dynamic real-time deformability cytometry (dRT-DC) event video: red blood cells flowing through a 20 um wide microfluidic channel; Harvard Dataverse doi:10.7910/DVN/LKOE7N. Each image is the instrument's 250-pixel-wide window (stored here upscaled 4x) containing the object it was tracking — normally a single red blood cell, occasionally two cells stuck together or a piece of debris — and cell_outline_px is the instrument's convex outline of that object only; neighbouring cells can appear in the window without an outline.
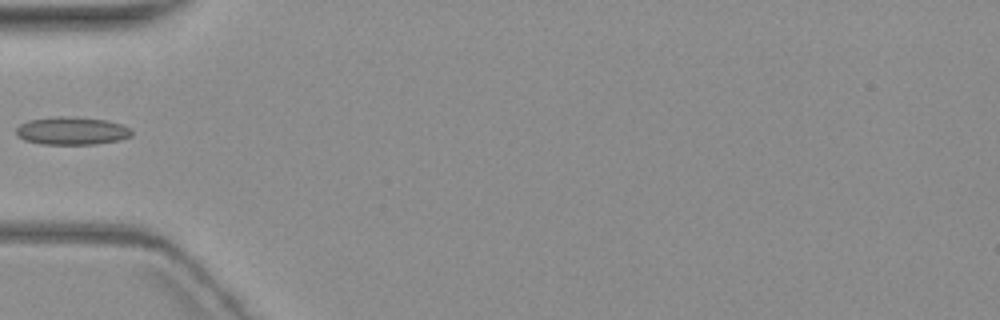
{"species": "common noctule bat (a hibernating species)", "species_latin": "Nyctalus noctula", "temperature_condition": "warm", "stored_images_in_passage": 6, "camera_frame_rate_fps": 3000, "um_per_image_px": 0.085, "animal": {"sex": "female", "body_mass_g": 19.3, "forearm_length_mm": 54.1}, "frame": {"image": 1, "passage_image": 6, "time_ms": 6.0, "image_size_px": [1000, 320], "cell_outline_px": [[132, 136], [120, 140], [96, 144], [40, 144], [24, 140], [16, 136], [16, 128], [20, 124], [28, 120], [56, 116], [76, 116], [108, 120], [132, 128]], "centroid_in_image_um": [6.11, 11.11], "position_along_channel_um": 78.9, "area_um2": 19.13}}